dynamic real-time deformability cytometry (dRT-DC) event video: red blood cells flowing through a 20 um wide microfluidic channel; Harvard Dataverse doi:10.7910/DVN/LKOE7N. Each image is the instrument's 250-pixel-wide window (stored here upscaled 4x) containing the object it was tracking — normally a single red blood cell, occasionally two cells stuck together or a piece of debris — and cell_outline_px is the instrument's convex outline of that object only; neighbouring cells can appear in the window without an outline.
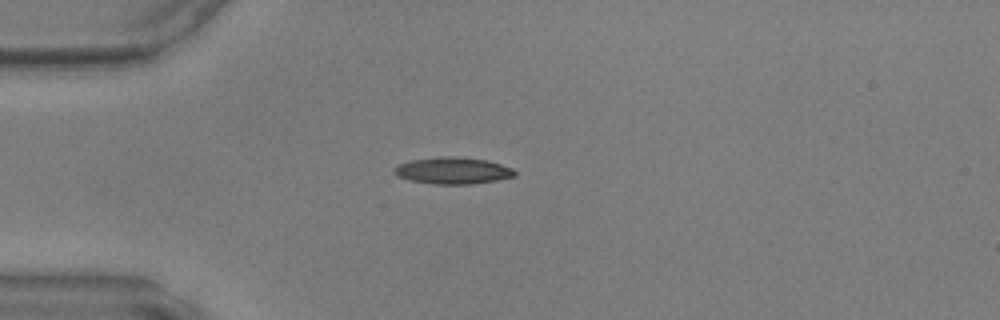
{"species": "common noctule bat (a hibernating species)", "species_latin": "Nyctalus noctula", "temperature_condition": "warm", "stored_images_in_passage": 36, "camera_frame_rate_fps": 3000, "um_per_image_px": 0.085, "animal": {"sex": "male", "body_mass_g": 17.9, "forearm_length_mm": 54.2}, "frame": {"image": 1, "passage_image": 1, "time_ms": 0.0, "image_size_px": [1000, 320], "cell_outline_px": [[516, 176], [496, 180], [472, 184], [436, 184], [408, 180], [396, 176], [392, 172], [392, 168], [400, 164], [412, 160], [440, 156], [460, 156], [488, 160], [512, 168], [516, 172]], "centroid_in_image_um": [38.47, 14.5], "position_along_channel_um": 46.5, "area_um2": 18.96}}
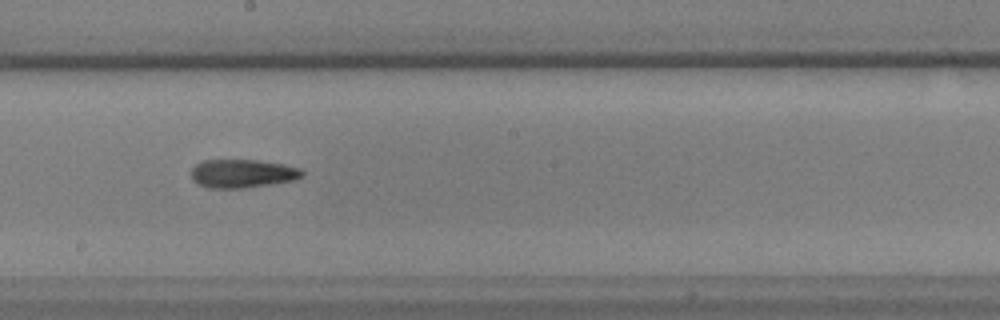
{"frame": {"image": 2, "passage_image": 15, "time_ms": 4.667, "image_size_px": [1000, 320], "cell_outline_px": [[304, 176], [296, 180], [244, 188], [208, 188], [196, 184], [192, 180], [192, 168], [196, 164], [204, 160], [256, 160], [284, 164], [300, 168], [304, 172]], "centroid_in_image_um": [20.62, 14.75], "position_along_channel_um": 227.6, "area_um2": 18.55}}
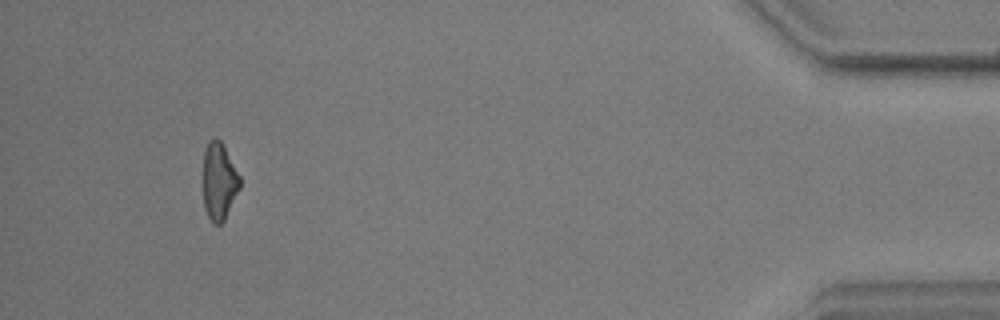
{"frame": {"image": 3, "passage_image": 33, "time_ms": 10.667, "image_size_px": [1000, 320], "cell_outline_px": [[240, 188], [224, 220], [220, 224], [216, 224], [208, 216], [204, 208], [204, 152], [208, 144], [212, 140], [220, 140], [240, 176]], "centroid_in_image_um": [18.63, 15.45], "position_along_channel_um": 416.6, "area_um2": 16.01}}